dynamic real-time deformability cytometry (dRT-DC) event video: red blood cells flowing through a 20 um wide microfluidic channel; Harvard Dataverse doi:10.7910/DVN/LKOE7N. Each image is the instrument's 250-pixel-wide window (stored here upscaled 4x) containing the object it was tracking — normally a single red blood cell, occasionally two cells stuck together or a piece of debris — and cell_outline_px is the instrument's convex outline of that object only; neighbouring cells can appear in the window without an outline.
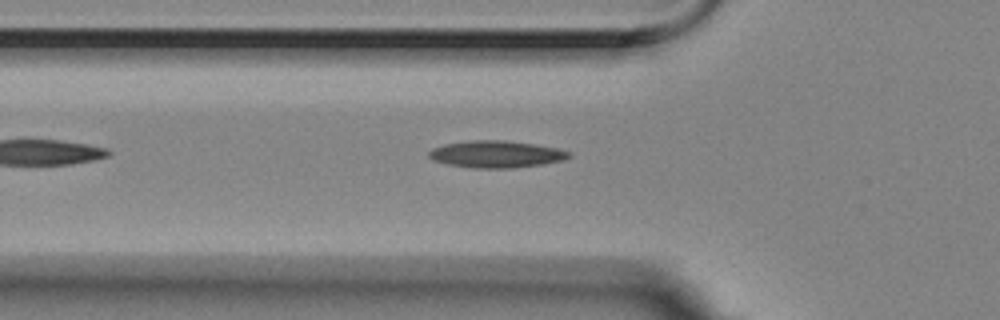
{"species": "Egyptian fruit bat (a non-hibernating species)", "species_latin": "Rousettus aegyptiacus", "temperature_condition": "room temperature", "stored_images_in_passage": 4, "camera_frame_rate_fps": 3000, "um_per_image_px": 0.085, "animal": {"sex": "female"}, "frame": {"image": 1, "passage_image": 4, "time_ms": 1.0, "image_size_px": [1000, 320], "cell_outline_px": [[572, 156], [560, 160], [540, 164], [516, 168], [472, 168], [448, 164], [432, 160], [428, 156], [428, 152], [432, 148], [444, 144], [468, 140], [504, 140], [532, 144], [556, 148], [572, 152]], "centroid_in_image_um": [42.13, 13.1], "position_along_channel_um": 83.7, "area_um2": 21.96}}